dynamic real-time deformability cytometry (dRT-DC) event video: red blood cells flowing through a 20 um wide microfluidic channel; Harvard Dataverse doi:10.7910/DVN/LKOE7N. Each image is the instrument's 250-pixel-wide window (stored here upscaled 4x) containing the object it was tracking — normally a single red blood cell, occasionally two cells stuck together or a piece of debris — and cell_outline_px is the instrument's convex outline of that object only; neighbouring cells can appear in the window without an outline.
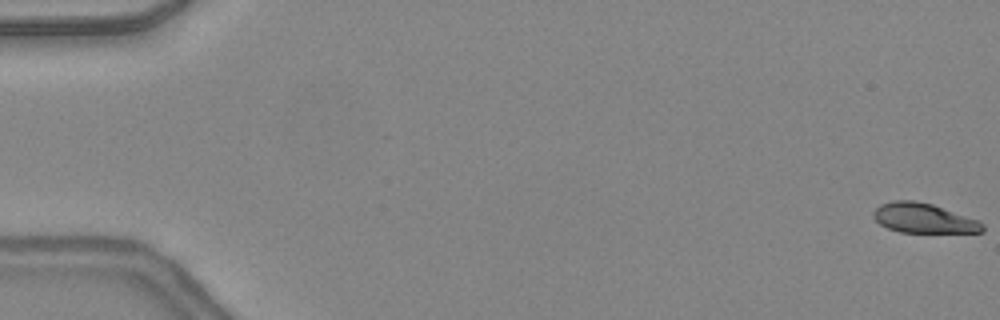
{"species": "common noctule bat (a hibernating species)", "species_latin": "Nyctalus noctula", "temperature_condition": "warm", "stored_images_in_passage": 12, "camera_frame_rate_fps": 3000, "um_per_image_px": 0.085, "animal": {"sex": "female", "body_mass_g": 24.6, "forearm_length_mm": 56.2}, "frame": {"image": 1, "passage_image": 1, "time_ms": 0.0, "image_size_px": [1000, 320], "cell_outline_px": [[984, 232], [900, 232], [888, 228], [880, 224], [872, 216], [872, 212], [880, 204], [892, 200], [912, 200], [932, 204], [980, 220], [984, 224]], "centroid_in_image_um": [78.51, 18.54], "position_along_channel_um": 6.5, "area_um2": 18.96}}
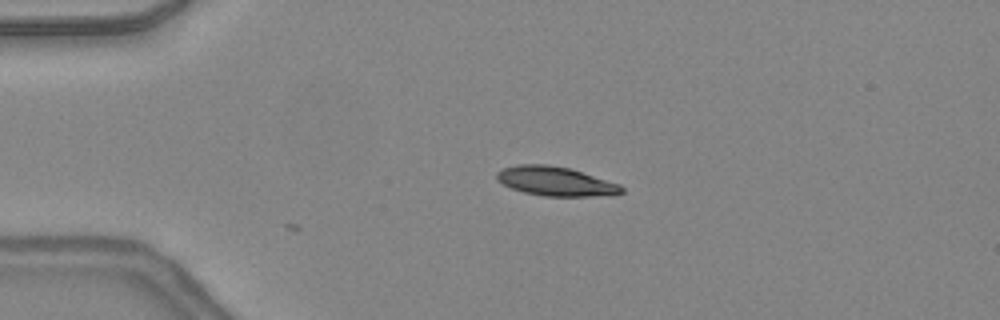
{"frame": {"image": 2, "passage_image": 12, "time_ms": 3.667, "image_size_px": [1000, 320], "cell_outline_px": [[624, 192], [612, 196], [544, 196], [524, 192], [512, 188], [496, 180], [496, 172], [504, 168], [516, 164], [548, 164], [568, 168], [620, 184], [624, 188]], "centroid_in_image_um": [47.24, 15.41], "position_along_channel_um": 37.8, "area_um2": 21.27}}